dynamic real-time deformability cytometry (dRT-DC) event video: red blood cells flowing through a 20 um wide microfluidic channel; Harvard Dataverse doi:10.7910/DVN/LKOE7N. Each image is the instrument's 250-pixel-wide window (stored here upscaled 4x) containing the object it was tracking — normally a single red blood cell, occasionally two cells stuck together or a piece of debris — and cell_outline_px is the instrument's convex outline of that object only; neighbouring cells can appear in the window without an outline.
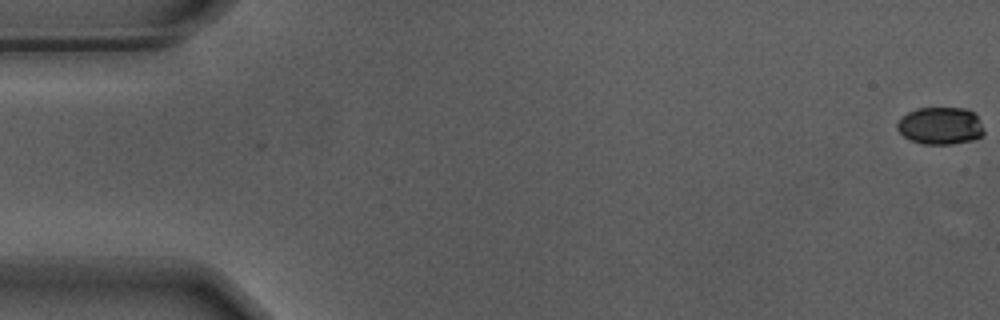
{"species": "Egyptian fruit bat (a non-hibernating species)", "species_latin": "Rousettus aegyptiacus", "temperature_condition": "warm", "stored_images_in_passage": 57, "camera_frame_rate_fps": 3000, "um_per_image_px": 0.085, "animal": {"sex": "male"}, "frame": {"image": 1, "passage_image": 1, "time_ms": 0.0, "image_size_px": [1000, 320], "cell_outline_px": [[984, 132], [980, 136], [972, 140], [948, 144], [924, 144], [912, 140], [904, 136], [896, 128], [896, 124], [900, 116], [916, 108], [964, 108], [972, 112], [976, 116], [984, 128]], "centroid_in_image_um": [79.89, 10.68], "position_along_channel_um": 5.1, "area_um2": 18.79}}
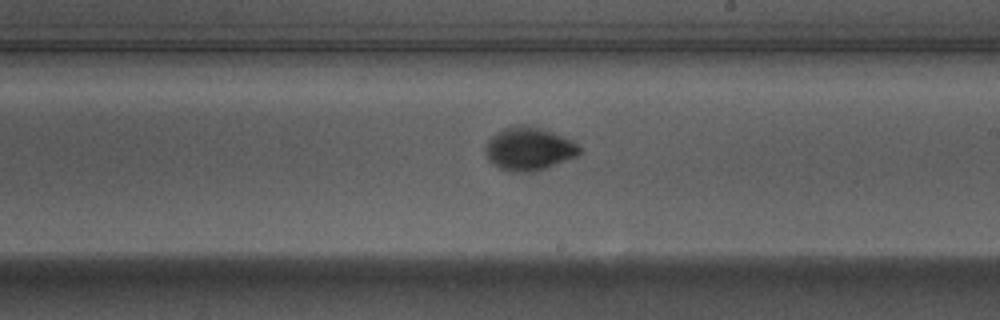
{"frame": {"image": 2, "passage_image": 33, "time_ms": 10.667, "image_size_px": [1000, 320], "cell_outline_px": [[580, 152], [576, 156], [556, 164], [532, 172], [508, 172], [500, 168], [488, 156], [488, 144], [492, 136], [496, 132], [504, 128], [516, 124], [528, 124], [552, 132], [576, 144], [580, 148]], "centroid_in_image_um": [44.97, 12.64], "position_along_channel_um": 244.0, "area_um2": 22.95}}
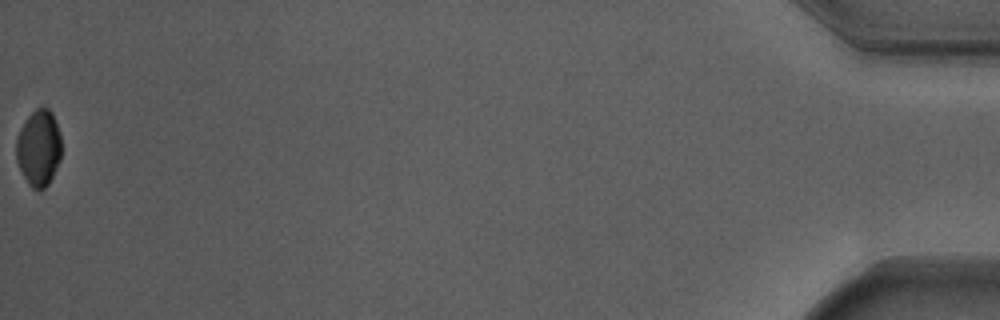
{"frame": {"image": 3, "passage_image": 57, "time_ms": 18.667, "image_size_px": [1000, 320], "cell_outline_px": [[60, 160], [48, 184], [44, 188], [32, 188], [28, 184], [16, 160], [16, 140], [20, 128], [28, 116], [36, 108], [48, 108], [52, 112], [60, 132]], "centroid_in_image_um": [3.28, 12.55], "position_along_channel_um": 431.9, "area_um2": 19.88}, "authors_computed_cell_mechanics": {"area_um2": 21.6172, "velocity_mm_per_s": 3.6998, "shape_relaxation_time_tau1_ms": 2.3361, "shape_relaxation_time_tau2_ms": null, "deformation_change_tau1": 0.1639, "deformation_change_tau2": null}}